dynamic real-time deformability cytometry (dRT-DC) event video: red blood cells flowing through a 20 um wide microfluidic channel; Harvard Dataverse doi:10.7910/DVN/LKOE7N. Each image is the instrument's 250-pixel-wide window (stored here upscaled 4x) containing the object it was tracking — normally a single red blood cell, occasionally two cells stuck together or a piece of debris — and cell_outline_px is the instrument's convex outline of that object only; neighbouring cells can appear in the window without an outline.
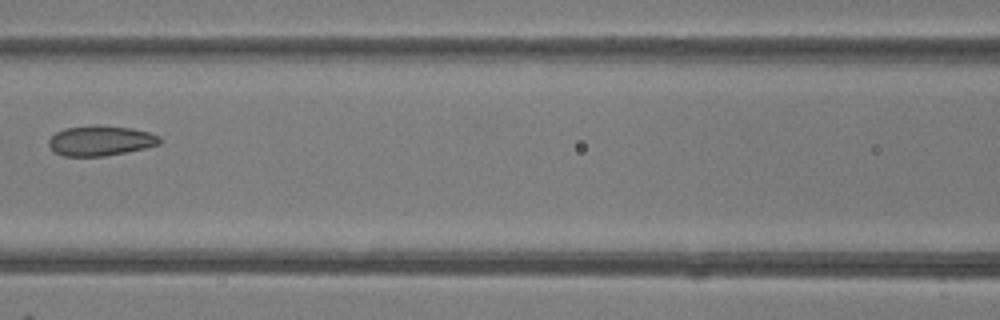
{"species": "common noctule bat (a hibernating species)", "species_latin": "Nyctalus noctula", "temperature_condition": "room temperature", "stored_images_in_passage": 4, "camera_frame_rate_fps": 3000, "um_per_image_px": 0.085, "animal": {"sex": "female"}, "frame": {"image": 1, "passage_image": 3, "time_ms": 2.333, "image_size_px": [1000, 320], "cell_outline_px": [[164, 140], [160, 144], [144, 148], [104, 156], [64, 156], [52, 152], [48, 144], [48, 140], [56, 132], [64, 128], [96, 124], [132, 128], [148, 132], [160, 136]], "centroid_in_image_um": [8.53, 11.95], "position_along_channel_um": 158.1, "area_um2": 19.71}}
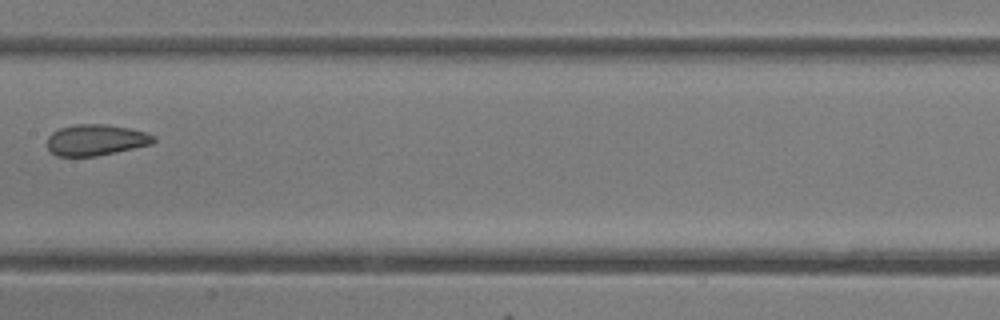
{"frame": {"image": 2, "passage_image": 4, "time_ms": 3.333, "image_size_px": [1000, 320], "cell_outline_px": [[156, 140], [152, 144], [96, 156], [56, 156], [48, 148], [48, 136], [52, 132], [60, 128], [76, 124], [108, 124], [148, 132], [156, 136]], "centroid_in_image_um": [8.17, 11.89], "position_along_channel_um": 199.2, "area_um2": 19.31}}